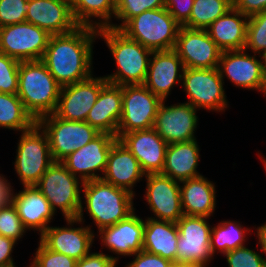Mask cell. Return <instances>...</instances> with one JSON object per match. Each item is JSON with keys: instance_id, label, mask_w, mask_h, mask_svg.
Segmentation results:
<instances>
[{"instance_id": "6da1fadb", "label": "cell", "mask_w": 266, "mask_h": 267, "mask_svg": "<svg viewBox=\"0 0 266 267\" xmlns=\"http://www.w3.org/2000/svg\"><path fill=\"white\" fill-rule=\"evenodd\" d=\"M97 37L98 29L89 26L50 36L41 61L62 87L93 75V42Z\"/></svg>"}, {"instance_id": "7a4b0ae2", "label": "cell", "mask_w": 266, "mask_h": 267, "mask_svg": "<svg viewBox=\"0 0 266 267\" xmlns=\"http://www.w3.org/2000/svg\"><path fill=\"white\" fill-rule=\"evenodd\" d=\"M98 37L104 39L117 67L113 74L104 76L108 83L143 85L152 51L110 27L99 28Z\"/></svg>"}, {"instance_id": "3957f363", "label": "cell", "mask_w": 266, "mask_h": 267, "mask_svg": "<svg viewBox=\"0 0 266 267\" xmlns=\"http://www.w3.org/2000/svg\"><path fill=\"white\" fill-rule=\"evenodd\" d=\"M61 88L41 60L20 61L17 95L36 121L54 113Z\"/></svg>"}, {"instance_id": "277c9868", "label": "cell", "mask_w": 266, "mask_h": 267, "mask_svg": "<svg viewBox=\"0 0 266 267\" xmlns=\"http://www.w3.org/2000/svg\"><path fill=\"white\" fill-rule=\"evenodd\" d=\"M82 192L87 214L100 230L127 218L135 211L134 194L102 179L84 182Z\"/></svg>"}, {"instance_id": "5b68a950", "label": "cell", "mask_w": 266, "mask_h": 267, "mask_svg": "<svg viewBox=\"0 0 266 267\" xmlns=\"http://www.w3.org/2000/svg\"><path fill=\"white\" fill-rule=\"evenodd\" d=\"M81 185V186H80ZM83 182L60 161H54L35 185L55 213L59 208L65 219L77 218L84 224Z\"/></svg>"}, {"instance_id": "8992f818", "label": "cell", "mask_w": 266, "mask_h": 267, "mask_svg": "<svg viewBox=\"0 0 266 267\" xmlns=\"http://www.w3.org/2000/svg\"><path fill=\"white\" fill-rule=\"evenodd\" d=\"M180 27L163 7L134 16L119 31L151 51H166L175 48Z\"/></svg>"}, {"instance_id": "52a82bcc", "label": "cell", "mask_w": 266, "mask_h": 267, "mask_svg": "<svg viewBox=\"0 0 266 267\" xmlns=\"http://www.w3.org/2000/svg\"><path fill=\"white\" fill-rule=\"evenodd\" d=\"M19 138L14 169L23 187L35 186L54 162L48 137L36 123L29 130L21 132Z\"/></svg>"}, {"instance_id": "ba28073f", "label": "cell", "mask_w": 266, "mask_h": 267, "mask_svg": "<svg viewBox=\"0 0 266 267\" xmlns=\"http://www.w3.org/2000/svg\"><path fill=\"white\" fill-rule=\"evenodd\" d=\"M46 133L53 161H62L69 154L85 146L100 132L86 121H68L48 114L37 120Z\"/></svg>"}, {"instance_id": "9c48e42d", "label": "cell", "mask_w": 266, "mask_h": 267, "mask_svg": "<svg viewBox=\"0 0 266 267\" xmlns=\"http://www.w3.org/2000/svg\"><path fill=\"white\" fill-rule=\"evenodd\" d=\"M181 87L188 96V103L197 109L223 112L228 100L223 87L224 80L218 68H184Z\"/></svg>"}, {"instance_id": "30bf717a", "label": "cell", "mask_w": 266, "mask_h": 267, "mask_svg": "<svg viewBox=\"0 0 266 267\" xmlns=\"http://www.w3.org/2000/svg\"><path fill=\"white\" fill-rule=\"evenodd\" d=\"M162 100L144 85L122 86V114L117 138L124 133L153 128Z\"/></svg>"}, {"instance_id": "8fae6325", "label": "cell", "mask_w": 266, "mask_h": 267, "mask_svg": "<svg viewBox=\"0 0 266 267\" xmlns=\"http://www.w3.org/2000/svg\"><path fill=\"white\" fill-rule=\"evenodd\" d=\"M50 36L27 21L6 25L0 28V52L18 61L41 60Z\"/></svg>"}, {"instance_id": "7c38bea8", "label": "cell", "mask_w": 266, "mask_h": 267, "mask_svg": "<svg viewBox=\"0 0 266 267\" xmlns=\"http://www.w3.org/2000/svg\"><path fill=\"white\" fill-rule=\"evenodd\" d=\"M209 218L183 215L177 222L176 266L191 263H211L214 258L210 250L212 227Z\"/></svg>"}, {"instance_id": "4fadbf2b", "label": "cell", "mask_w": 266, "mask_h": 267, "mask_svg": "<svg viewBox=\"0 0 266 267\" xmlns=\"http://www.w3.org/2000/svg\"><path fill=\"white\" fill-rule=\"evenodd\" d=\"M256 57L245 49L222 52L218 66L221 78L226 76L236 87L259 90L266 96V68L261 55L260 60Z\"/></svg>"}, {"instance_id": "5bb4252c", "label": "cell", "mask_w": 266, "mask_h": 267, "mask_svg": "<svg viewBox=\"0 0 266 267\" xmlns=\"http://www.w3.org/2000/svg\"><path fill=\"white\" fill-rule=\"evenodd\" d=\"M117 140L118 138L112 134L100 133L92 141L69 154L61 162L83 183L101 179L106 169L109 151ZM99 172L100 174H98Z\"/></svg>"}, {"instance_id": "9a60e30c", "label": "cell", "mask_w": 266, "mask_h": 267, "mask_svg": "<svg viewBox=\"0 0 266 267\" xmlns=\"http://www.w3.org/2000/svg\"><path fill=\"white\" fill-rule=\"evenodd\" d=\"M86 80L61 88L54 115L68 121H86L88 112L97 101L101 89L108 83L105 77Z\"/></svg>"}, {"instance_id": "2e32d148", "label": "cell", "mask_w": 266, "mask_h": 267, "mask_svg": "<svg viewBox=\"0 0 266 267\" xmlns=\"http://www.w3.org/2000/svg\"><path fill=\"white\" fill-rule=\"evenodd\" d=\"M174 50L184 68H218L222 51L206 30L181 26Z\"/></svg>"}, {"instance_id": "e0dca14e", "label": "cell", "mask_w": 266, "mask_h": 267, "mask_svg": "<svg viewBox=\"0 0 266 267\" xmlns=\"http://www.w3.org/2000/svg\"><path fill=\"white\" fill-rule=\"evenodd\" d=\"M197 110L188 102L166 106L165 101H162L153 129L167 144L194 140L199 122Z\"/></svg>"}, {"instance_id": "ac0fdd59", "label": "cell", "mask_w": 266, "mask_h": 267, "mask_svg": "<svg viewBox=\"0 0 266 267\" xmlns=\"http://www.w3.org/2000/svg\"><path fill=\"white\" fill-rule=\"evenodd\" d=\"M145 200L157 220L176 223L184 214L181 205L180 182L171 177L146 174Z\"/></svg>"}, {"instance_id": "d6986e66", "label": "cell", "mask_w": 266, "mask_h": 267, "mask_svg": "<svg viewBox=\"0 0 266 267\" xmlns=\"http://www.w3.org/2000/svg\"><path fill=\"white\" fill-rule=\"evenodd\" d=\"M66 227L49 226L41 235L40 241L50 250L81 260L92 248L95 234L91 226H83L77 218L65 219ZM82 224L74 227V224Z\"/></svg>"}, {"instance_id": "ffe728a7", "label": "cell", "mask_w": 266, "mask_h": 267, "mask_svg": "<svg viewBox=\"0 0 266 267\" xmlns=\"http://www.w3.org/2000/svg\"><path fill=\"white\" fill-rule=\"evenodd\" d=\"M150 57L143 85L162 101H166L173 87L182 82L183 62L174 49L152 51Z\"/></svg>"}, {"instance_id": "44dd1931", "label": "cell", "mask_w": 266, "mask_h": 267, "mask_svg": "<svg viewBox=\"0 0 266 267\" xmlns=\"http://www.w3.org/2000/svg\"><path fill=\"white\" fill-rule=\"evenodd\" d=\"M135 212L118 223L97 231L101 245L118 256H116L117 263L119 255L131 257L143 250L145 221Z\"/></svg>"}, {"instance_id": "7402d4cb", "label": "cell", "mask_w": 266, "mask_h": 267, "mask_svg": "<svg viewBox=\"0 0 266 267\" xmlns=\"http://www.w3.org/2000/svg\"><path fill=\"white\" fill-rule=\"evenodd\" d=\"M119 140L137 158L145 174L161 173L168 144L153 128L124 133Z\"/></svg>"}, {"instance_id": "603a6c76", "label": "cell", "mask_w": 266, "mask_h": 267, "mask_svg": "<svg viewBox=\"0 0 266 267\" xmlns=\"http://www.w3.org/2000/svg\"><path fill=\"white\" fill-rule=\"evenodd\" d=\"M26 21L50 35L69 33L79 26L74 20L70 0H28Z\"/></svg>"}, {"instance_id": "cb8c5ba5", "label": "cell", "mask_w": 266, "mask_h": 267, "mask_svg": "<svg viewBox=\"0 0 266 267\" xmlns=\"http://www.w3.org/2000/svg\"><path fill=\"white\" fill-rule=\"evenodd\" d=\"M137 158L118 139L111 147L102 180L135 195L134 185L145 177Z\"/></svg>"}, {"instance_id": "d4e9b609", "label": "cell", "mask_w": 266, "mask_h": 267, "mask_svg": "<svg viewBox=\"0 0 266 267\" xmlns=\"http://www.w3.org/2000/svg\"><path fill=\"white\" fill-rule=\"evenodd\" d=\"M13 205L24 227L38 231L39 235L49 227L56 214L36 186H24V189L16 192Z\"/></svg>"}, {"instance_id": "484cf974", "label": "cell", "mask_w": 266, "mask_h": 267, "mask_svg": "<svg viewBox=\"0 0 266 267\" xmlns=\"http://www.w3.org/2000/svg\"><path fill=\"white\" fill-rule=\"evenodd\" d=\"M121 114L122 86L107 83L88 112L86 122L100 133H109L117 137Z\"/></svg>"}, {"instance_id": "4316f807", "label": "cell", "mask_w": 266, "mask_h": 267, "mask_svg": "<svg viewBox=\"0 0 266 267\" xmlns=\"http://www.w3.org/2000/svg\"><path fill=\"white\" fill-rule=\"evenodd\" d=\"M248 19L249 17L232 7L205 30L222 52L243 50L246 45Z\"/></svg>"}, {"instance_id": "83f0119b", "label": "cell", "mask_w": 266, "mask_h": 267, "mask_svg": "<svg viewBox=\"0 0 266 267\" xmlns=\"http://www.w3.org/2000/svg\"><path fill=\"white\" fill-rule=\"evenodd\" d=\"M181 205L186 216L210 218L216 208V188L203 175L180 182Z\"/></svg>"}, {"instance_id": "f1b7e54d", "label": "cell", "mask_w": 266, "mask_h": 267, "mask_svg": "<svg viewBox=\"0 0 266 267\" xmlns=\"http://www.w3.org/2000/svg\"><path fill=\"white\" fill-rule=\"evenodd\" d=\"M200 147L196 139L168 144L163 170L160 174L178 182L201 176L197 171Z\"/></svg>"}, {"instance_id": "f546056e", "label": "cell", "mask_w": 266, "mask_h": 267, "mask_svg": "<svg viewBox=\"0 0 266 267\" xmlns=\"http://www.w3.org/2000/svg\"><path fill=\"white\" fill-rule=\"evenodd\" d=\"M178 238L179 230L176 223L153 218L145 219L144 251L166 258L176 265Z\"/></svg>"}, {"instance_id": "4dcf8cb0", "label": "cell", "mask_w": 266, "mask_h": 267, "mask_svg": "<svg viewBox=\"0 0 266 267\" xmlns=\"http://www.w3.org/2000/svg\"><path fill=\"white\" fill-rule=\"evenodd\" d=\"M74 20L79 26L109 27L115 18L116 0H70ZM96 20L93 21V19Z\"/></svg>"}, {"instance_id": "1f68e13d", "label": "cell", "mask_w": 266, "mask_h": 267, "mask_svg": "<svg viewBox=\"0 0 266 267\" xmlns=\"http://www.w3.org/2000/svg\"><path fill=\"white\" fill-rule=\"evenodd\" d=\"M37 121L25 109L17 94L0 92V128L24 132L32 128Z\"/></svg>"}, {"instance_id": "d6a6232c", "label": "cell", "mask_w": 266, "mask_h": 267, "mask_svg": "<svg viewBox=\"0 0 266 267\" xmlns=\"http://www.w3.org/2000/svg\"><path fill=\"white\" fill-rule=\"evenodd\" d=\"M248 230L251 232L250 228H244L239 221L233 220L221 221L217 226H213L210 238V250L213 256L216 252L224 255L230 250L245 246Z\"/></svg>"}, {"instance_id": "836d02e7", "label": "cell", "mask_w": 266, "mask_h": 267, "mask_svg": "<svg viewBox=\"0 0 266 267\" xmlns=\"http://www.w3.org/2000/svg\"><path fill=\"white\" fill-rule=\"evenodd\" d=\"M232 7L233 0H194L190 18L183 26L205 30Z\"/></svg>"}, {"instance_id": "e575fe53", "label": "cell", "mask_w": 266, "mask_h": 267, "mask_svg": "<svg viewBox=\"0 0 266 267\" xmlns=\"http://www.w3.org/2000/svg\"><path fill=\"white\" fill-rule=\"evenodd\" d=\"M165 7V0H116L115 19L122 23L111 24L109 27L119 30L129 19L146 10Z\"/></svg>"}, {"instance_id": "d590c367", "label": "cell", "mask_w": 266, "mask_h": 267, "mask_svg": "<svg viewBox=\"0 0 266 267\" xmlns=\"http://www.w3.org/2000/svg\"><path fill=\"white\" fill-rule=\"evenodd\" d=\"M244 49L258 57L266 50V10L249 17Z\"/></svg>"}, {"instance_id": "8d00e7d4", "label": "cell", "mask_w": 266, "mask_h": 267, "mask_svg": "<svg viewBox=\"0 0 266 267\" xmlns=\"http://www.w3.org/2000/svg\"><path fill=\"white\" fill-rule=\"evenodd\" d=\"M20 61L0 52V92L17 94Z\"/></svg>"}, {"instance_id": "74e56055", "label": "cell", "mask_w": 266, "mask_h": 267, "mask_svg": "<svg viewBox=\"0 0 266 267\" xmlns=\"http://www.w3.org/2000/svg\"><path fill=\"white\" fill-rule=\"evenodd\" d=\"M30 267H76L77 260L48 249L40 240Z\"/></svg>"}, {"instance_id": "f35d334b", "label": "cell", "mask_w": 266, "mask_h": 267, "mask_svg": "<svg viewBox=\"0 0 266 267\" xmlns=\"http://www.w3.org/2000/svg\"><path fill=\"white\" fill-rule=\"evenodd\" d=\"M26 231L28 230L24 227L14 205L0 208V234L2 236L18 242Z\"/></svg>"}, {"instance_id": "ab89813d", "label": "cell", "mask_w": 266, "mask_h": 267, "mask_svg": "<svg viewBox=\"0 0 266 267\" xmlns=\"http://www.w3.org/2000/svg\"><path fill=\"white\" fill-rule=\"evenodd\" d=\"M228 267H266V257L263 254L247 248L246 245L230 250L223 255Z\"/></svg>"}, {"instance_id": "60d3db41", "label": "cell", "mask_w": 266, "mask_h": 267, "mask_svg": "<svg viewBox=\"0 0 266 267\" xmlns=\"http://www.w3.org/2000/svg\"><path fill=\"white\" fill-rule=\"evenodd\" d=\"M28 0H0V28L26 21Z\"/></svg>"}, {"instance_id": "b9f144b4", "label": "cell", "mask_w": 266, "mask_h": 267, "mask_svg": "<svg viewBox=\"0 0 266 267\" xmlns=\"http://www.w3.org/2000/svg\"><path fill=\"white\" fill-rule=\"evenodd\" d=\"M133 256L134 260L127 263L126 267H176L172 261L144 250Z\"/></svg>"}, {"instance_id": "7bdbcfd3", "label": "cell", "mask_w": 266, "mask_h": 267, "mask_svg": "<svg viewBox=\"0 0 266 267\" xmlns=\"http://www.w3.org/2000/svg\"><path fill=\"white\" fill-rule=\"evenodd\" d=\"M194 0H165V8L183 26L190 18Z\"/></svg>"}, {"instance_id": "ee69618b", "label": "cell", "mask_w": 266, "mask_h": 267, "mask_svg": "<svg viewBox=\"0 0 266 267\" xmlns=\"http://www.w3.org/2000/svg\"><path fill=\"white\" fill-rule=\"evenodd\" d=\"M116 257L100 252H89L76 267H116Z\"/></svg>"}, {"instance_id": "f6af8a7d", "label": "cell", "mask_w": 266, "mask_h": 267, "mask_svg": "<svg viewBox=\"0 0 266 267\" xmlns=\"http://www.w3.org/2000/svg\"><path fill=\"white\" fill-rule=\"evenodd\" d=\"M233 7L251 17L266 10V0H233Z\"/></svg>"}, {"instance_id": "bcb514c9", "label": "cell", "mask_w": 266, "mask_h": 267, "mask_svg": "<svg viewBox=\"0 0 266 267\" xmlns=\"http://www.w3.org/2000/svg\"><path fill=\"white\" fill-rule=\"evenodd\" d=\"M15 244L18 243L0 234V267H16L11 256Z\"/></svg>"}, {"instance_id": "7dc6e473", "label": "cell", "mask_w": 266, "mask_h": 267, "mask_svg": "<svg viewBox=\"0 0 266 267\" xmlns=\"http://www.w3.org/2000/svg\"><path fill=\"white\" fill-rule=\"evenodd\" d=\"M12 188L5 176L0 175V208L13 205L15 193Z\"/></svg>"}, {"instance_id": "c3c4849f", "label": "cell", "mask_w": 266, "mask_h": 267, "mask_svg": "<svg viewBox=\"0 0 266 267\" xmlns=\"http://www.w3.org/2000/svg\"><path fill=\"white\" fill-rule=\"evenodd\" d=\"M256 237L258 239L257 245L260 246L261 253L266 255V223L257 227L256 229Z\"/></svg>"}, {"instance_id": "681fc988", "label": "cell", "mask_w": 266, "mask_h": 267, "mask_svg": "<svg viewBox=\"0 0 266 267\" xmlns=\"http://www.w3.org/2000/svg\"><path fill=\"white\" fill-rule=\"evenodd\" d=\"M209 264L207 263H191V264H183V265H177L176 267H206Z\"/></svg>"}, {"instance_id": "f907efd6", "label": "cell", "mask_w": 266, "mask_h": 267, "mask_svg": "<svg viewBox=\"0 0 266 267\" xmlns=\"http://www.w3.org/2000/svg\"><path fill=\"white\" fill-rule=\"evenodd\" d=\"M258 157L260 158V160L262 161V163H263V165H264V168H265V171H266V159H265V157H263L262 155H260L259 153H258Z\"/></svg>"}, {"instance_id": "816d5d0a", "label": "cell", "mask_w": 266, "mask_h": 267, "mask_svg": "<svg viewBox=\"0 0 266 267\" xmlns=\"http://www.w3.org/2000/svg\"><path fill=\"white\" fill-rule=\"evenodd\" d=\"M261 58L264 62L265 68H266V50L264 51V53L261 55Z\"/></svg>"}]
</instances>
